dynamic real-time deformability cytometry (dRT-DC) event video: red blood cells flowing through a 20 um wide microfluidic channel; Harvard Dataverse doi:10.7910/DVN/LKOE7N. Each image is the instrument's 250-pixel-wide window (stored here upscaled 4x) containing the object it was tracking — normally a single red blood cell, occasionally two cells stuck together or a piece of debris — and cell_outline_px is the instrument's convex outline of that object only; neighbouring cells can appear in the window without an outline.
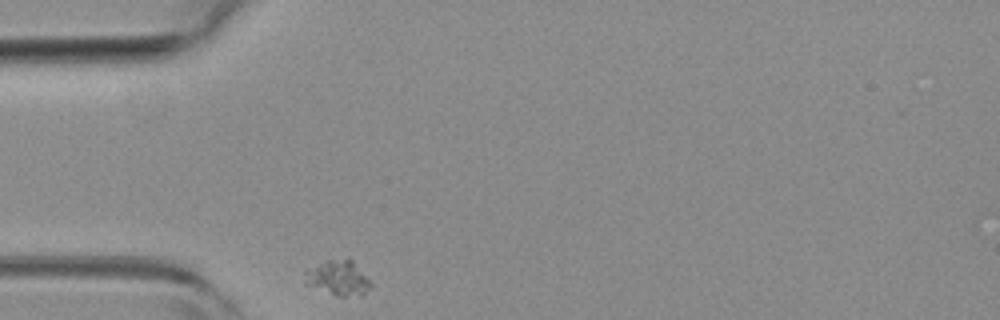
{"species": "common noctule bat (a hibernating species)", "species_latin": "Nyctalus noctula", "temperature_condition": "room temperature", "stored_images_in_passage": 31, "camera_frame_rate_fps": 3000, "um_per_image_px": 0.085, "animal": {"sex": "female", "body_mass_g": 19.3, "forearm_length_mm": 54.1}, "frame": {"image": 1, "passage_image": 1, "time_ms": 0.0, "image_size_px": [1000, 320], "cell_outline_px": [[372, 284], [360, 296], [336, 296], [304, 284], [304, 268], [328, 260], [352, 260]], "centroid_in_image_um": [28.65, 23.64], "position_along_channel_um": 56.4, "area_um2": 13.35}}
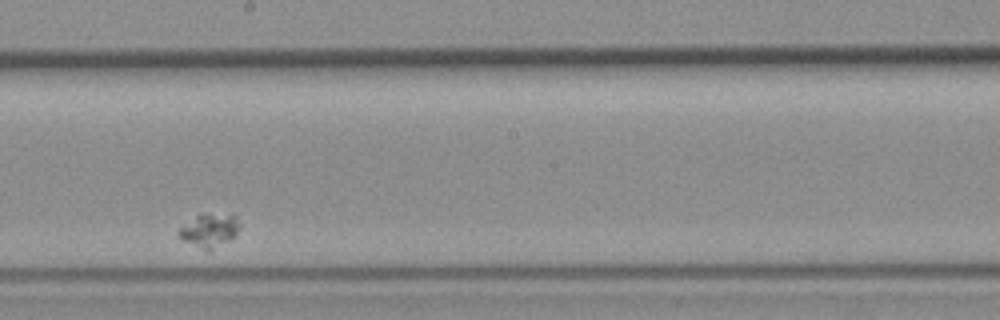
{"frame": {"image": 2, "passage_image": 18, "time_ms": 5.667, "image_size_px": [1000, 320], "cell_outline_px": [[240, 228], [236, 236], [208, 252], [184, 240], [180, 236], [180, 228], [196, 216], [236, 216], [240, 224]], "centroid_in_image_um": [17.85, 19.64], "position_along_channel_um": 230.3, "area_um2": 11.16}}
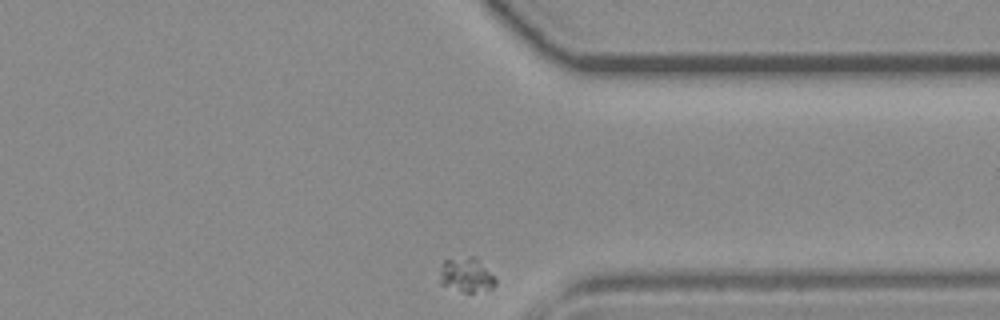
{"frame": {"image": 3, "passage_image": 31, "time_ms": 10.0, "image_size_px": [1000, 320], "cell_outline_px": [[496, 284], [492, 288], [472, 292], [464, 292], [440, 284], [440, 272], [444, 260], [468, 256], [476, 256], [496, 280]], "centroid_in_image_um": [39.63, 23.36], "position_along_channel_um": 371.8, "area_um2": 11.04}}